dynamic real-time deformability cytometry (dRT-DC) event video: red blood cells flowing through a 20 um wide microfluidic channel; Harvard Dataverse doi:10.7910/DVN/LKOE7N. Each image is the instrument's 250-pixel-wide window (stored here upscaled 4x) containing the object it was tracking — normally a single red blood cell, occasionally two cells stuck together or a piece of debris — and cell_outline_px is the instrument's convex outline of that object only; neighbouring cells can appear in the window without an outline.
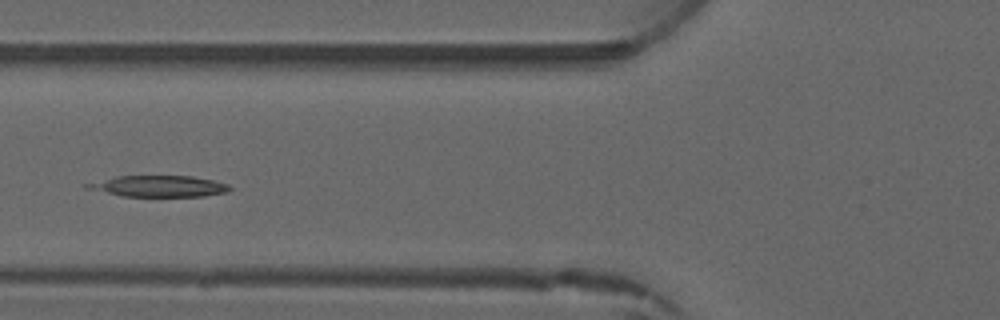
{"species": "common noctule bat (a hibernating species)", "species_latin": "Nyctalus noctula", "temperature_condition": "warm", "stored_images_in_passage": 4, "camera_frame_rate_fps": 3000, "um_per_image_px": 0.085, "animal": {"sex": "male", "forearm_length_mm": 52.5}, "frame": {"image": 1, "passage_image": 4, "time_ms": 3.333, "image_size_px": [1000, 320], "cell_outline_px": [[232, 188], [228, 192], [204, 196], [124, 196], [108, 192], [100, 188], [100, 184], [116, 176], [192, 176], [212, 180], [228, 184]], "centroid_in_image_um": [13.92, 15.83], "position_along_channel_um": 111.9, "area_um2": 16.24}}